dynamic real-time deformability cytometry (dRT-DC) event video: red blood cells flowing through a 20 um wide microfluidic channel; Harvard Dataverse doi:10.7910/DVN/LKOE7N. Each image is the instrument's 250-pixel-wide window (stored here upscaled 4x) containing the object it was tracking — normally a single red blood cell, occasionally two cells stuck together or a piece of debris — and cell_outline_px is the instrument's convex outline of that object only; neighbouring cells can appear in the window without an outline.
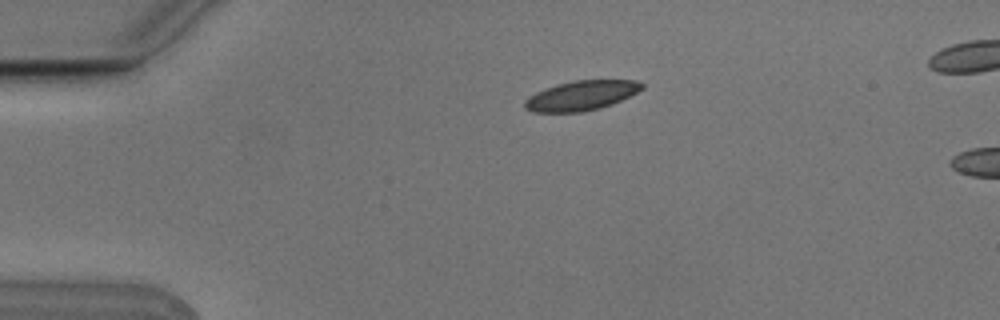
{"species": "Egyptian fruit bat (a non-hibernating species)", "species_latin": "Rousettus aegyptiacus", "temperature_condition": "cold", "stored_images_in_passage": 3, "camera_frame_rate_fps": 3000, "um_per_image_px": 0.085, "animal": {"sex": "male"}, "frame": {"image": 1, "passage_image": 1, "time_ms": 0.0, "image_size_px": [1000, 320], "cell_outline_px": [[644, 88], [612, 104], [600, 108], [580, 112], [532, 112], [524, 108], [524, 100], [528, 96], [536, 92], [556, 84], [572, 80], [636, 80], [644, 84]], "centroid_in_image_um": [49.37, 8.12], "position_along_channel_um": 35.6, "area_um2": 20.29}}